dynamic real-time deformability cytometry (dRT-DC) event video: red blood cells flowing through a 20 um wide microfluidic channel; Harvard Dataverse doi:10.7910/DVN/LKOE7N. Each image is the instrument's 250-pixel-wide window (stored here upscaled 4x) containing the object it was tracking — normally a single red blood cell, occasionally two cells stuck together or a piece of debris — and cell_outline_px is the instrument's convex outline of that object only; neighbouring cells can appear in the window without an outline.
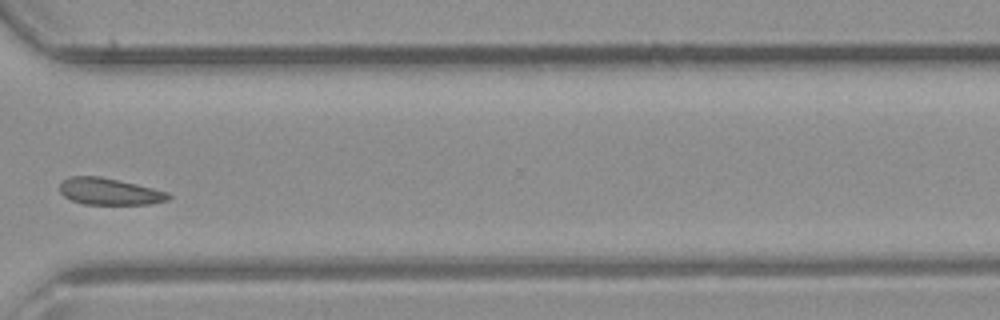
{"species": "common noctule bat (a hibernating species)", "species_latin": "Nyctalus noctula", "temperature_condition": "room temperature", "stored_images_in_passage": 29, "camera_frame_rate_fps": 3000, "um_per_image_px": 0.085, "animal": {"sex": "male", "body_mass_g": 23.1, "forearm_length_mm": 52.7}, "frame": {"image": 1, "passage_image": 21, "time_ms": 6.667, "image_size_px": [1000, 320], "cell_outline_px": [[172, 196], [168, 200], [148, 204], [84, 204], [72, 200], [64, 196], [60, 192], [60, 180], [68, 176], [100, 176], [136, 184], [168, 192]], "centroid_in_image_um": [9.27, 16.27], "position_along_channel_um": 361.3, "area_um2": 16.94}}